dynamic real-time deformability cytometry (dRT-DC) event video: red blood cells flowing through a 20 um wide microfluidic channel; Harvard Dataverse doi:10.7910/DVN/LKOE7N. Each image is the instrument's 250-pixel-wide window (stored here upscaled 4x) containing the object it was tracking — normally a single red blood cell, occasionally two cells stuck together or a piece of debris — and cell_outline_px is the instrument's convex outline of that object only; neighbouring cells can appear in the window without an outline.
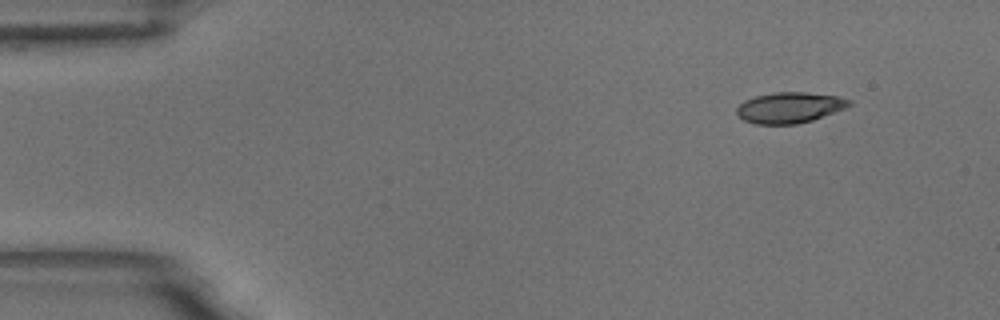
{"species": "common noctule bat (a hibernating species)", "species_latin": "Nyctalus noctula", "temperature_condition": "room temperature", "stored_images_in_passage": 51, "camera_frame_rate_fps": 3000, "um_per_image_px": 0.085, "animal": {"sex": "male", "body_mass_g": 18.8}, "frame": {"image": 1, "passage_image": 1, "time_ms": 0.0, "image_size_px": [1000, 320], "cell_outline_px": [[852, 104], [844, 108], [812, 120], [796, 124], [756, 124], [744, 120], [736, 112], [736, 108], [744, 100], [756, 96], [772, 92], [804, 92], [840, 96], [852, 100]], "centroid_in_image_um": [67.12, 9.13], "position_along_channel_um": 17.9, "area_um2": 20.11}}
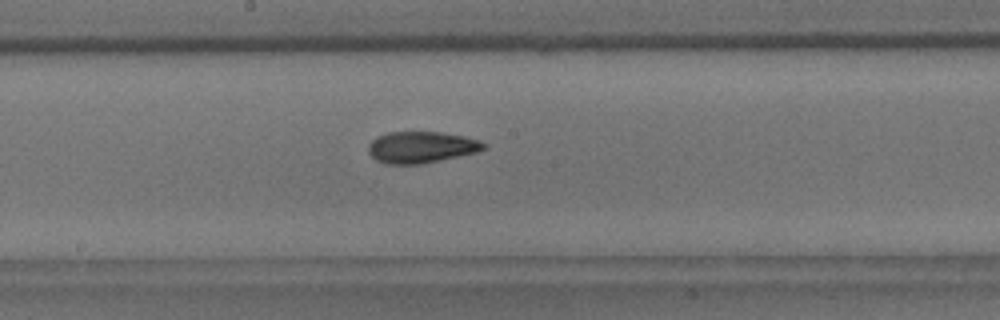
{"frame": {"image": 2, "passage_image": 25, "time_ms": 8.0, "image_size_px": [1000, 320], "cell_outline_px": [[488, 144], [484, 148], [476, 152], [420, 164], [384, 164], [376, 160], [368, 152], [368, 144], [376, 136], [388, 132], [440, 132], [464, 136], [480, 140]], "centroid_in_image_um": [35.77, 12.5], "position_along_channel_um": 212.4, "area_um2": 21.15}}
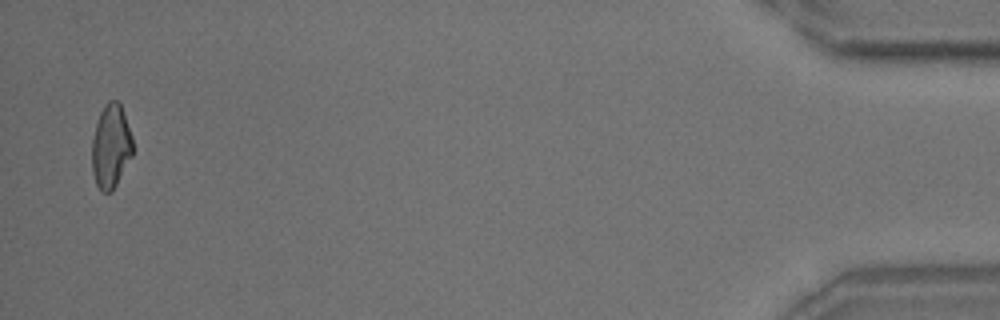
{"frame": {"image": 3, "passage_image": 50, "time_ms": 16.333, "image_size_px": [1000, 320], "cell_outline_px": [[132, 156], [112, 192], [104, 192], [96, 184], [92, 172], [92, 140], [96, 124], [100, 112], [104, 104], [108, 100], [116, 100], [120, 104], [132, 136]], "centroid_in_image_um": [9.41, 12.44], "position_along_channel_um": 425.8, "area_um2": 19.83}, "authors_computed_cell_mechanics": {"area_um2": 20.6924, "velocity_mm_per_s": 3.6041, "shape_relaxation_time_tau1_ms": 5.4197, "shape_relaxation_time_tau2_ms": 2.1594, "deformation_change_tau1": 0.1524, "deformation_change_tau2": 0.0778}}